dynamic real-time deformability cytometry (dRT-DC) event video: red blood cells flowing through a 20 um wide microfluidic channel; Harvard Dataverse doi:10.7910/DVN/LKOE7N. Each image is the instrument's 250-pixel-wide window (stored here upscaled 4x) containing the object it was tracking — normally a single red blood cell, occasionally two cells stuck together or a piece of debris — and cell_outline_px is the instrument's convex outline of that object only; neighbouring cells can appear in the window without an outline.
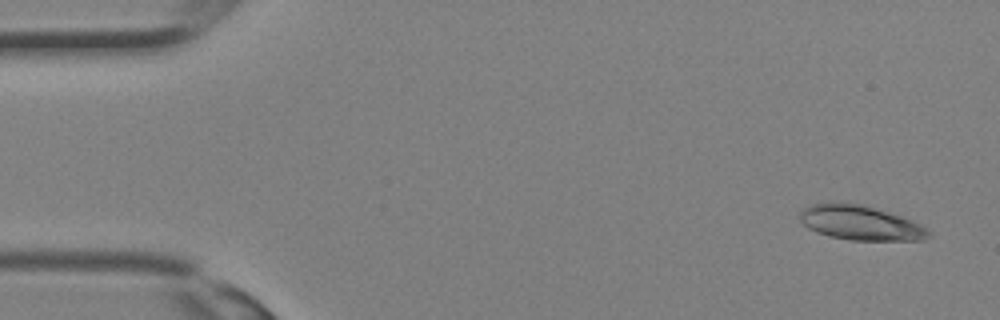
{"species": "Egyptian fruit bat (a non-hibernating species)", "species_latin": "Rousettus aegyptiacus", "temperature_condition": "room temperature", "stored_images_in_passage": 34, "segment_of_instrument_passage": [1, 2], "camera_frame_rate_fps": 3000, "um_per_image_px": 0.085, "animal": {"sex": "female"}, "frame": {"image": 1, "passage_image": 2, "time_ms": 0.333, "image_size_px": [1000, 320], "cell_outline_px": [[932, 236], [924, 240], [848, 240], [828, 236], [816, 232], [808, 228], [800, 220], [800, 212], [804, 208], [812, 204], [860, 204], [900, 216], [920, 224], [932, 232]], "centroid_in_image_um": [73.17, 18.98], "position_along_channel_um": 11.8, "area_um2": 25.49}}
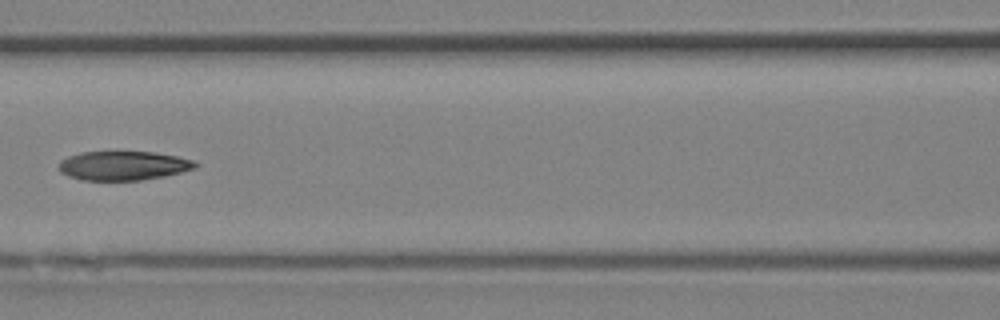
{"frame": {"image": 2, "passage_image": 15, "time_ms": 4.667, "image_size_px": [1000, 320], "cell_outline_px": [[200, 164], [196, 168], [164, 176], [140, 180], [80, 180], [68, 176], [60, 172], [60, 160], [68, 156], [80, 152], [152, 152], [176, 156], [196, 160]], "centroid_in_image_um": [10.5, 14.08], "position_along_channel_um": 156.1, "area_um2": 23.18}}
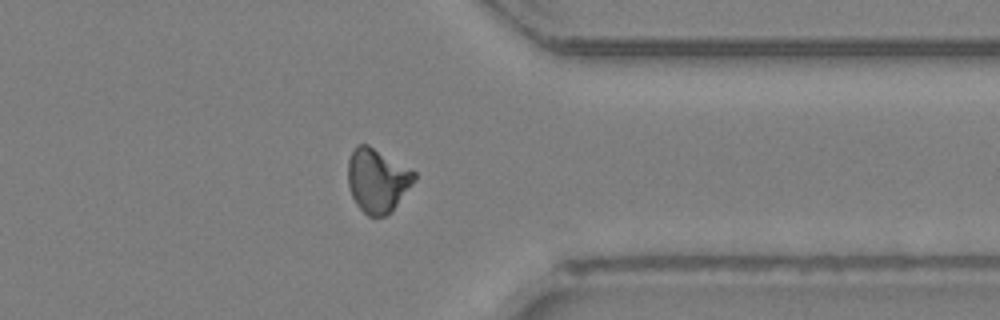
{"frame": {"image": 3, "passage_image": 26, "time_ms": 8.333, "image_size_px": [1000, 320], "cell_outline_px": [[416, 180], [392, 212], [384, 216], [368, 216], [356, 204], [352, 196], [348, 184], [348, 160], [356, 144], [368, 144], [416, 172]], "centroid_in_image_um": [32.08, 15.34], "position_along_channel_um": 379.3, "area_um2": 24.74}}